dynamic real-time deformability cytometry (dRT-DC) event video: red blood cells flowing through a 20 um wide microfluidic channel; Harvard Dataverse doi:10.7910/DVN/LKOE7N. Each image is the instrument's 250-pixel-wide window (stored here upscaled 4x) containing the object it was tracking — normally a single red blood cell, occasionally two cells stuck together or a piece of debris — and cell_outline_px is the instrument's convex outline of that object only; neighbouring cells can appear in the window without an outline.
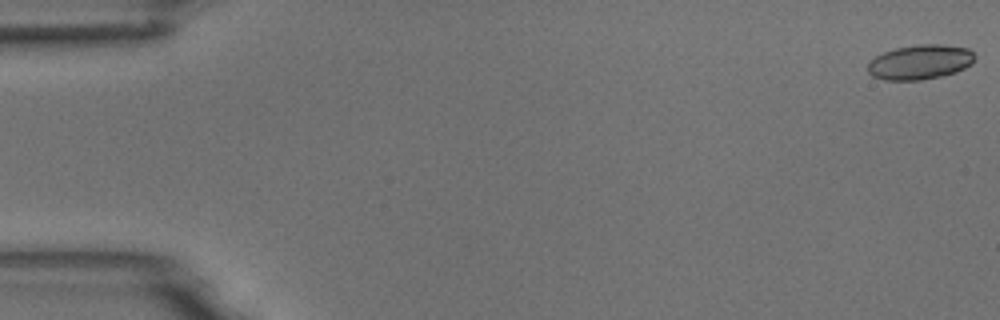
{"species": "common noctule bat (a hibernating species)", "species_latin": "Nyctalus noctula", "temperature_condition": "room temperature", "stored_images_in_passage": 10, "camera_frame_rate_fps": 3000, "um_per_image_px": 0.085, "animal": {"sex": "male", "body_mass_g": 18.8}, "frame": {"image": 1, "passage_image": 1, "time_ms": 0.0, "image_size_px": [1000, 320], "cell_outline_px": [[976, 56], [972, 64], [956, 72], [944, 76], [920, 80], [884, 80], [872, 76], [868, 72], [868, 64], [876, 56], [884, 52], [896, 48], [920, 44], [940, 44], [968, 48]], "centroid_in_image_um": [78.23, 5.28], "position_along_channel_um": 6.8, "area_um2": 21.68}}
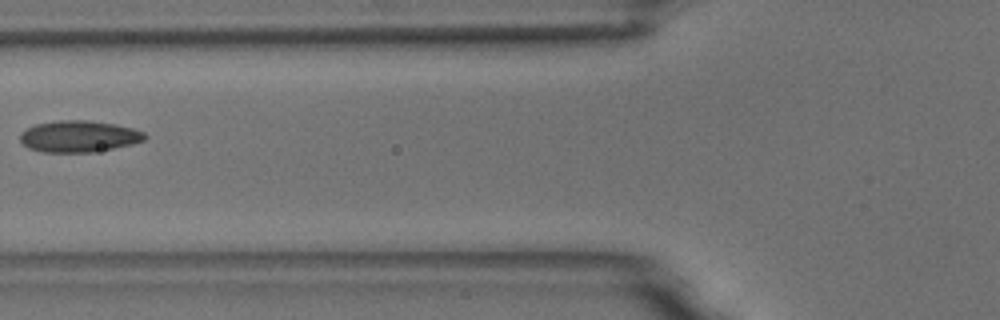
{"frame": {"image": 2, "passage_image": 6, "time_ms": 1.667, "image_size_px": [1000, 320], "cell_outline_px": [[148, 136], [144, 140], [132, 144], [92, 152], [44, 152], [28, 148], [20, 140], [20, 132], [36, 124], [56, 120], [88, 120], [116, 124], [132, 128], [144, 132]], "centroid_in_image_um": [6.7, 11.58], "position_along_channel_um": 119.1, "area_um2": 22.89}}
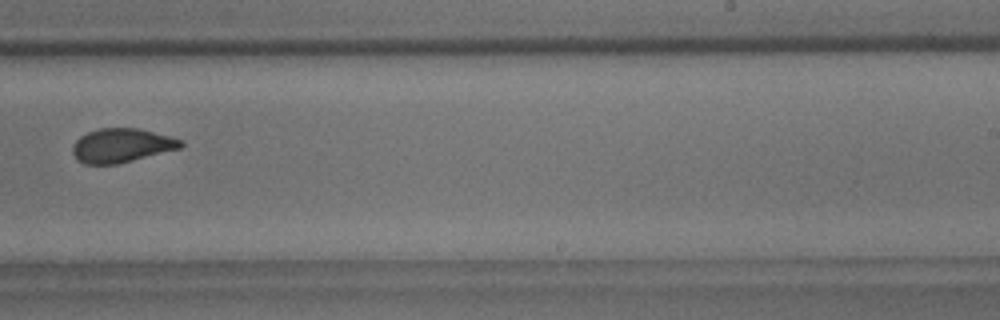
{"frame": {"image": 3, "passage_image": 10, "time_ms": 3.0, "image_size_px": [1000, 320], "cell_outline_px": [[184, 144], [180, 148], [116, 164], [84, 164], [76, 160], [72, 152], [72, 144], [80, 136], [88, 132], [100, 128], [140, 128], [184, 140]], "centroid_in_image_um": [10.31, 12.36], "position_along_channel_um": 278.7, "area_um2": 21.44}}